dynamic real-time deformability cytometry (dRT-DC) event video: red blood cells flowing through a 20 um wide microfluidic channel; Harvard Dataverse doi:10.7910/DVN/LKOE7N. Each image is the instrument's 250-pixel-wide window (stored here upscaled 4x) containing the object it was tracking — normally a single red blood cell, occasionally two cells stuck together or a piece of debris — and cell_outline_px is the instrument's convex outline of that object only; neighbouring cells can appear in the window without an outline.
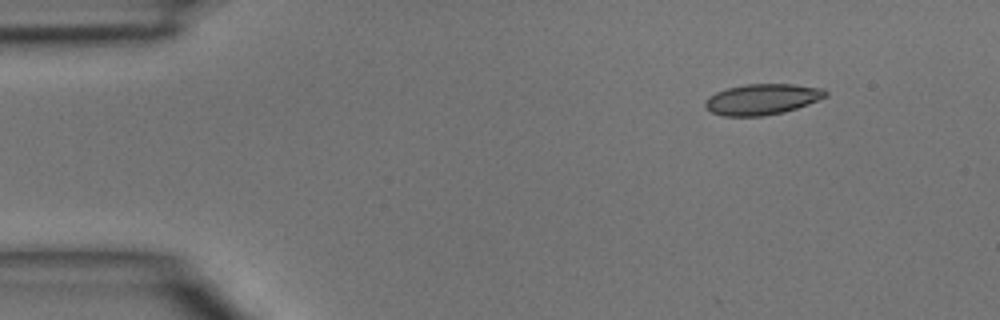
{"species": "common noctule bat (a hibernating species)", "species_latin": "Nyctalus noctula", "temperature_condition": "room temperature", "stored_images_in_passage": 42, "camera_frame_rate_fps": 3000, "um_per_image_px": 0.085, "animal": {"sex": "male", "body_mass_g": 15.6}, "frame": {"image": 1, "passage_image": 1, "time_ms": 0.0, "image_size_px": [1000, 320], "cell_outline_px": [[828, 96], [808, 104], [784, 112], [764, 116], [724, 116], [712, 112], [704, 108], [704, 100], [708, 96], [716, 92], [728, 88], [748, 84], [792, 84], [824, 88], [828, 92]], "centroid_in_image_um": [64.78, 8.44], "position_along_channel_um": 20.2, "area_um2": 21.73}}
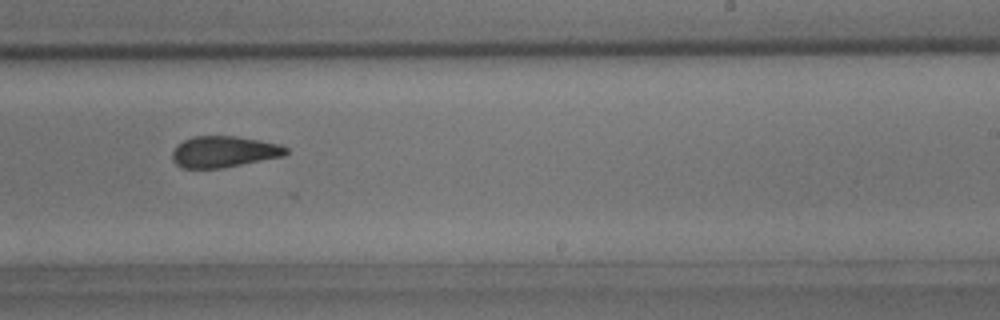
{"frame": {"image": 2, "passage_image": 24, "time_ms": 7.667, "image_size_px": [1000, 320], "cell_outline_px": [[288, 152], [284, 156], [224, 168], [180, 168], [172, 160], [172, 152], [184, 140], [192, 136], [236, 136], [260, 140], [280, 144], [288, 148]], "centroid_in_image_um": [19.05, 12.9], "position_along_channel_um": 269.9, "area_um2": 20.81}}
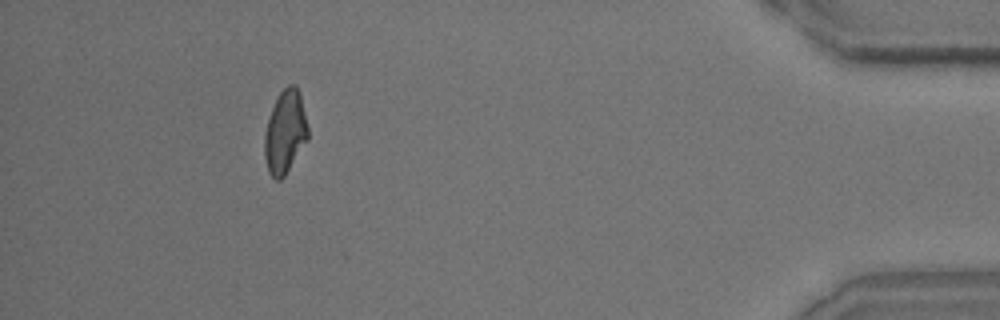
{"frame": {"image": 3, "passage_image": 38, "time_ms": 12.333, "image_size_px": [1000, 320], "cell_outline_px": [[308, 140], [284, 176], [280, 180], [276, 180], [268, 172], [264, 156], [264, 132], [272, 108], [280, 92], [288, 84], [296, 84], [300, 92], [308, 128]], "centroid_in_image_um": [24.24, 11.22], "position_along_channel_um": 411.0, "area_um2": 21.1}}